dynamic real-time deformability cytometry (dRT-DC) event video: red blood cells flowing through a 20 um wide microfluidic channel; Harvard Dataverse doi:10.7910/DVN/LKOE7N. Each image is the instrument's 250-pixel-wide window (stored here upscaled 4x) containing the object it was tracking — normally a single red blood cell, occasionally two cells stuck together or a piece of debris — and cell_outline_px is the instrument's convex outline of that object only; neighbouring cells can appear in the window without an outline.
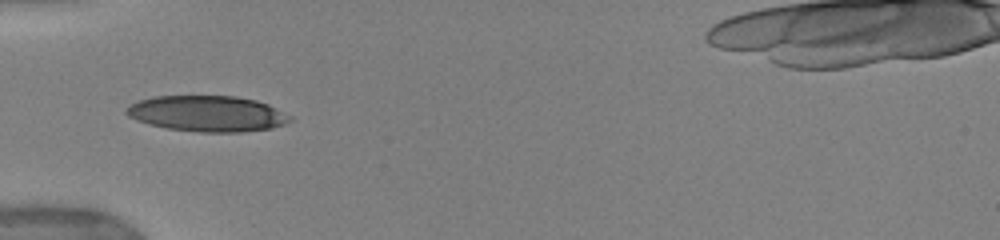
{"species": "human", "species_latin": "Homo sapiens", "temperature_condition": "warm", "stored_images_in_passage": 41, "camera_frame_rate_fps": 3000, "um_per_image_px": 0.085, "donor": {"sex": "female"}, "frame": {"image": 1, "passage_image": 18, "time_ms": 5.667, "image_size_px": [1000, 240], "cell_outline_px": [[292, 120], [284, 124], [272, 128], [240, 132], [200, 132], [168, 128], [136, 120], [128, 116], [124, 112], [124, 108], [140, 100], [152, 96], [236, 96], [256, 100], [268, 104], [292, 116]], "centroid_in_image_um": [17.63, 9.65], "position_along_channel_um": 67.4, "area_um2": 34.16}, "authors_computed_cell_mechanics": {"area_um2": 37.7434, "velocity_mm_per_s": 3.9815, "shape_relaxation_time_tau1_ms": 3.3938, "shape_relaxation_time_tau2_ms": null, "deformation_change_tau1": 0.1724, "deformation_change_tau2": null}}